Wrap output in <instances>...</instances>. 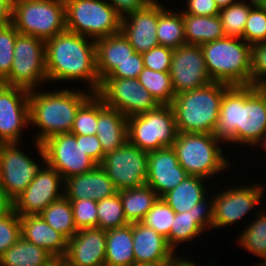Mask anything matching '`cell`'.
Listing matches in <instances>:
<instances>
[{
	"label": "cell",
	"mask_w": 266,
	"mask_h": 266,
	"mask_svg": "<svg viewBox=\"0 0 266 266\" xmlns=\"http://www.w3.org/2000/svg\"><path fill=\"white\" fill-rule=\"evenodd\" d=\"M265 133L266 93L256 85L230 86L223 94L214 137L226 149L245 145L251 151Z\"/></svg>",
	"instance_id": "1"
},
{
	"label": "cell",
	"mask_w": 266,
	"mask_h": 266,
	"mask_svg": "<svg viewBox=\"0 0 266 266\" xmlns=\"http://www.w3.org/2000/svg\"><path fill=\"white\" fill-rule=\"evenodd\" d=\"M45 59L49 86L67 83L68 88H81L79 85L83 84L82 88L89 92L98 91L101 81L96 68L94 39L66 30L45 41ZM72 82L78 85L69 86Z\"/></svg>",
	"instance_id": "2"
},
{
	"label": "cell",
	"mask_w": 266,
	"mask_h": 266,
	"mask_svg": "<svg viewBox=\"0 0 266 266\" xmlns=\"http://www.w3.org/2000/svg\"><path fill=\"white\" fill-rule=\"evenodd\" d=\"M47 88L29 91L30 130L35 128L31 139L37 143L56 134L70 133L77 111L93 94L82 87L52 86V91Z\"/></svg>",
	"instance_id": "3"
},
{
	"label": "cell",
	"mask_w": 266,
	"mask_h": 266,
	"mask_svg": "<svg viewBox=\"0 0 266 266\" xmlns=\"http://www.w3.org/2000/svg\"><path fill=\"white\" fill-rule=\"evenodd\" d=\"M172 147L176 151L180 166L188 175L209 181L215 178L216 182L211 181L213 184L220 183V174H227L230 169L234 171L231 166H236L230 161L228 153L225 154L228 150L224 151L226 146L213 134L178 132Z\"/></svg>",
	"instance_id": "4"
},
{
	"label": "cell",
	"mask_w": 266,
	"mask_h": 266,
	"mask_svg": "<svg viewBox=\"0 0 266 266\" xmlns=\"http://www.w3.org/2000/svg\"><path fill=\"white\" fill-rule=\"evenodd\" d=\"M220 182L223 181L225 184L222 186V184L218 183L217 185H214L212 188L213 191V222H212V231L215 234V230L220 231L223 228L228 229L226 227H232L235 226L237 229V226L243 224L246 226L247 219L250 217L251 219L260 211L263 207L259 209V205H263L265 191L266 187L262 183H259V181L252 183L253 179L249 182V179L247 183L244 181H238L239 183H236L235 179L231 182V179H228V175L225 176ZM227 178V179H226ZM224 179L229 180L230 182H226ZM235 182L236 185L233 183ZM242 182V183H241ZM245 183V184H244ZM249 183V184H248ZM251 183V184H250ZM230 184V185H229ZM240 184V185H239ZM248 184V185H247ZM227 185V186H226ZM223 188V189H222ZM214 189V190H213ZM219 191V192H218ZM216 192V193H215ZM262 201V202H261ZM258 206V207H257ZM257 207V208H256ZM250 212V213H249ZM253 214V215H249ZM245 217H247L246 220ZM245 223V225H244ZM220 229V230H219Z\"/></svg>",
	"instance_id": "5"
},
{
	"label": "cell",
	"mask_w": 266,
	"mask_h": 266,
	"mask_svg": "<svg viewBox=\"0 0 266 266\" xmlns=\"http://www.w3.org/2000/svg\"><path fill=\"white\" fill-rule=\"evenodd\" d=\"M229 87L212 81L204 87L177 94L171 104L177 132L212 134L223 94Z\"/></svg>",
	"instance_id": "6"
},
{
	"label": "cell",
	"mask_w": 266,
	"mask_h": 266,
	"mask_svg": "<svg viewBox=\"0 0 266 266\" xmlns=\"http://www.w3.org/2000/svg\"><path fill=\"white\" fill-rule=\"evenodd\" d=\"M251 48L242 38L230 36L202 44L211 80L230 86L251 85Z\"/></svg>",
	"instance_id": "7"
},
{
	"label": "cell",
	"mask_w": 266,
	"mask_h": 266,
	"mask_svg": "<svg viewBox=\"0 0 266 266\" xmlns=\"http://www.w3.org/2000/svg\"><path fill=\"white\" fill-rule=\"evenodd\" d=\"M30 141L38 154L36 158L40 160L32 157V152L29 155L25 152V142L0 144V187L10 203L26 189L46 164L42 144L32 139Z\"/></svg>",
	"instance_id": "8"
},
{
	"label": "cell",
	"mask_w": 266,
	"mask_h": 266,
	"mask_svg": "<svg viewBox=\"0 0 266 266\" xmlns=\"http://www.w3.org/2000/svg\"><path fill=\"white\" fill-rule=\"evenodd\" d=\"M12 23L22 35L53 38L66 31L64 0H13Z\"/></svg>",
	"instance_id": "9"
},
{
	"label": "cell",
	"mask_w": 266,
	"mask_h": 266,
	"mask_svg": "<svg viewBox=\"0 0 266 266\" xmlns=\"http://www.w3.org/2000/svg\"><path fill=\"white\" fill-rule=\"evenodd\" d=\"M66 30L94 40L121 31V17L106 0H64Z\"/></svg>",
	"instance_id": "10"
},
{
	"label": "cell",
	"mask_w": 266,
	"mask_h": 266,
	"mask_svg": "<svg viewBox=\"0 0 266 266\" xmlns=\"http://www.w3.org/2000/svg\"><path fill=\"white\" fill-rule=\"evenodd\" d=\"M128 141L144 151L172 147L177 136L171 105H158L147 113L127 118Z\"/></svg>",
	"instance_id": "11"
},
{
	"label": "cell",
	"mask_w": 266,
	"mask_h": 266,
	"mask_svg": "<svg viewBox=\"0 0 266 266\" xmlns=\"http://www.w3.org/2000/svg\"><path fill=\"white\" fill-rule=\"evenodd\" d=\"M13 54L10 72L1 83L29 91L48 85L44 40L19 34L15 41Z\"/></svg>",
	"instance_id": "12"
},
{
	"label": "cell",
	"mask_w": 266,
	"mask_h": 266,
	"mask_svg": "<svg viewBox=\"0 0 266 266\" xmlns=\"http://www.w3.org/2000/svg\"><path fill=\"white\" fill-rule=\"evenodd\" d=\"M100 166L117 191L140 187L146 184L148 152L127 141L120 148L105 154Z\"/></svg>",
	"instance_id": "13"
},
{
	"label": "cell",
	"mask_w": 266,
	"mask_h": 266,
	"mask_svg": "<svg viewBox=\"0 0 266 266\" xmlns=\"http://www.w3.org/2000/svg\"><path fill=\"white\" fill-rule=\"evenodd\" d=\"M96 94L106 106L127 118L147 113L159 105L138 78H104Z\"/></svg>",
	"instance_id": "14"
},
{
	"label": "cell",
	"mask_w": 266,
	"mask_h": 266,
	"mask_svg": "<svg viewBox=\"0 0 266 266\" xmlns=\"http://www.w3.org/2000/svg\"><path fill=\"white\" fill-rule=\"evenodd\" d=\"M46 164L66 179L94 169L98 164L81 147V135L61 133L41 143Z\"/></svg>",
	"instance_id": "15"
},
{
	"label": "cell",
	"mask_w": 266,
	"mask_h": 266,
	"mask_svg": "<svg viewBox=\"0 0 266 266\" xmlns=\"http://www.w3.org/2000/svg\"><path fill=\"white\" fill-rule=\"evenodd\" d=\"M64 196V179L45 164L26 189L11 203L19 216L39 215Z\"/></svg>",
	"instance_id": "16"
},
{
	"label": "cell",
	"mask_w": 266,
	"mask_h": 266,
	"mask_svg": "<svg viewBox=\"0 0 266 266\" xmlns=\"http://www.w3.org/2000/svg\"><path fill=\"white\" fill-rule=\"evenodd\" d=\"M28 97L29 90L0 82V144L24 142L30 131Z\"/></svg>",
	"instance_id": "17"
},
{
	"label": "cell",
	"mask_w": 266,
	"mask_h": 266,
	"mask_svg": "<svg viewBox=\"0 0 266 266\" xmlns=\"http://www.w3.org/2000/svg\"><path fill=\"white\" fill-rule=\"evenodd\" d=\"M212 222L213 193L211 191V193H209V195L204 200L193 206L189 211L176 213L174 221L171 225L170 234L166 238L167 242L178 256L181 257L182 255L183 257V255L185 254V251H183V249H186L182 248V246H188V244H191L190 246H192L194 242L196 244L199 240L201 242V239H203L201 237L207 236L208 232L210 234V231H212ZM204 233L207 235H205ZM180 247L182 248V250L180 249Z\"/></svg>",
	"instance_id": "18"
},
{
	"label": "cell",
	"mask_w": 266,
	"mask_h": 266,
	"mask_svg": "<svg viewBox=\"0 0 266 266\" xmlns=\"http://www.w3.org/2000/svg\"><path fill=\"white\" fill-rule=\"evenodd\" d=\"M170 76L175 94L212 82L200 45L185 44L173 50Z\"/></svg>",
	"instance_id": "19"
},
{
	"label": "cell",
	"mask_w": 266,
	"mask_h": 266,
	"mask_svg": "<svg viewBox=\"0 0 266 266\" xmlns=\"http://www.w3.org/2000/svg\"><path fill=\"white\" fill-rule=\"evenodd\" d=\"M162 1H151L144 8L121 19V31L135 52L144 53L159 46L157 23L159 14L166 8Z\"/></svg>",
	"instance_id": "20"
},
{
	"label": "cell",
	"mask_w": 266,
	"mask_h": 266,
	"mask_svg": "<svg viewBox=\"0 0 266 266\" xmlns=\"http://www.w3.org/2000/svg\"><path fill=\"white\" fill-rule=\"evenodd\" d=\"M106 230L81 229L68 239L64 266H105Z\"/></svg>",
	"instance_id": "21"
},
{
	"label": "cell",
	"mask_w": 266,
	"mask_h": 266,
	"mask_svg": "<svg viewBox=\"0 0 266 266\" xmlns=\"http://www.w3.org/2000/svg\"><path fill=\"white\" fill-rule=\"evenodd\" d=\"M188 174L180 166L173 147L148 152L146 184L161 198L181 183Z\"/></svg>",
	"instance_id": "22"
},
{
	"label": "cell",
	"mask_w": 266,
	"mask_h": 266,
	"mask_svg": "<svg viewBox=\"0 0 266 266\" xmlns=\"http://www.w3.org/2000/svg\"><path fill=\"white\" fill-rule=\"evenodd\" d=\"M133 253L135 266L170 265L180 257L163 235L141 222L133 223Z\"/></svg>",
	"instance_id": "23"
},
{
	"label": "cell",
	"mask_w": 266,
	"mask_h": 266,
	"mask_svg": "<svg viewBox=\"0 0 266 266\" xmlns=\"http://www.w3.org/2000/svg\"><path fill=\"white\" fill-rule=\"evenodd\" d=\"M117 192L113 182L100 165L86 173L64 179V196L68 200L91 199L99 201L111 197Z\"/></svg>",
	"instance_id": "24"
},
{
	"label": "cell",
	"mask_w": 266,
	"mask_h": 266,
	"mask_svg": "<svg viewBox=\"0 0 266 266\" xmlns=\"http://www.w3.org/2000/svg\"><path fill=\"white\" fill-rule=\"evenodd\" d=\"M21 236L54 258H63L67 251L68 239L55 231L40 215L20 216Z\"/></svg>",
	"instance_id": "25"
},
{
	"label": "cell",
	"mask_w": 266,
	"mask_h": 266,
	"mask_svg": "<svg viewBox=\"0 0 266 266\" xmlns=\"http://www.w3.org/2000/svg\"><path fill=\"white\" fill-rule=\"evenodd\" d=\"M96 129L104 154L113 152L128 141L127 117L117 109L106 106L99 96Z\"/></svg>",
	"instance_id": "26"
},
{
	"label": "cell",
	"mask_w": 266,
	"mask_h": 266,
	"mask_svg": "<svg viewBox=\"0 0 266 266\" xmlns=\"http://www.w3.org/2000/svg\"><path fill=\"white\" fill-rule=\"evenodd\" d=\"M95 49L96 68L100 81L135 53L133 46L122 31L96 39Z\"/></svg>",
	"instance_id": "27"
},
{
	"label": "cell",
	"mask_w": 266,
	"mask_h": 266,
	"mask_svg": "<svg viewBox=\"0 0 266 266\" xmlns=\"http://www.w3.org/2000/svg\"><path fill=\"white\" fill-rule=\"evenodd\" d=\"M208 181V179L199 176L188 175L181 183L161 198L175 213L187 212L204 200L209 195L208 193H211L214 184Z\"/></svg>",
	"instance_id": "28"
},
{
	"label": "cell",
	"mask_w": 266,
	"mask_h": 266,
	"mask_svg": "<svg viewBox=\"0 0 266 266\" xmlns=\"http://www.w3.org/2000/svg\"><path fill=\"white\" fill-rule=\"evenodd\" d=\"M105 266H135L133 223L106 231Z\"/></svg>",
	"instance_id": "29"
},
{
	"label": "cell",
	"mask_w": 266,
	"mask_h": 266,
	"mask_svg": "<svg viewBox=\"0 0 266 266\" xmlns=\"http://www.w3.org/2000/svg\"><path fill=\"white\" fill-rule=\"evenodd\" d=\"M186 44L202 45L226 37L219 15L183 14Z\"/></svg>",
	"instance_id": "30"
},
{
	"label": "cell",
	"mask_w": 266,
	"mask_h": 266,
	"mask_svg": "<svg viewBox=\"0 0 266 266\" xmlns=\"http://www.w3.org/2000/svg\"><path fill=\"white\" fill-rule=\"evenodd\" d=\"M54 257L22 236L0 256V266H44Z\"/></svg>",
	"instance_id": "31"
},
{
	"label": "cell",
	"mask_w": 266,
	"mask_h": 266,
	"mask_svg": "<svg viewBox=\"0 0 266 266\" xmlns=\"http://www.w3.org/2000/svg\"><path fill=\"white\" fill-rule=\"evenodd\" d=\"M124 215L131 223L141 222L160 198L147 184L120 191Z\"/></svg>",
	"instance_id": "32"
},
{
	"label": "cell",
	"mask_w": 266,
	"mask_h": 266,
	"mask_svg": "<svg viewBox=\"0 0 266 266\" xmlns=\"http://www.w3.org/2000/svg\"><path fill=\"white\" fill-rule=\"evenodd\" d=\"M263 209L248 220L244 229L241 230L239 227V235L236 236L238 238L234 240L237 246L252 253V256L259 257L262 261L266 259V208Z\"/></svg>",
	"instance_id": "33"
},
{
	"label": "cell",
	"mask_w": 266,
	"mask_h": 266,
	"mask_svg": "<svg viewBox=\"0 0 266 266\" xmlns=\"http://www.w3.org/2000/svg\"><path fill=\"white\" fill-rule=\"evenodd\" d=\"M176 8L166 7L159 14L156 33L159 45L173 50L186 44L183 14Z\"/></svg>",
	"instance_id": "34"
},
{
	"label": "cell",
	"mask_w": 266,
	"mask_h": 266,
	"mask_svg": "<svg viewBox=\"0 0 266 266\" xmlns=\"http://www.w3.org/2000/svg\"><path fill=\"white\" fill-rule=\"evenodd\" d=\"M39 215L51 228L60 232L67 239L72 238L78 231L71 202L65 196L51 203Z\"/></svg>",
	"instance_id": "35"
},
{
	"label": "cell",
	"mask_w": 266,
	"mask_h": 266,
	"mask_svg": "<svg viewBox=\"0 0 266 266\" xmlns=\"http://www.w3.org/2000/svg\"><path fill=\"white\" fill-rule=\"evenodd\" d=\"M138 80L159 105L172 104L176 94L172 86L170 72H158L144 67Z\"/></svg>",
	"instance_id": "36"
},
{
	"label": "cell",
	"mask_w": 266,
	"mask_h": 266,
	"mask_svg": "<svg viewBox=\"0 0 266 266\" xmlns=\"http://www.w3.org/2000/svg\"><path fill=\"white\" fill-rule=\"evenodd\" d=\"M97 216V228L106 231L130 224L124 215L120 191L111 197L97 201Z\"/></svg>",
	"instance_id": "37"
},
{
	"label": "cell",
	"mask_w": 266,
	"mask_h": 266,
	"mask_svg": "<svg viewBox=\"0 0 266 266\" xmlns=\"http://www.w3.org/2000/svg\"><path fill=\"white\" fill-rule=\"evenodd\" d=\"M251 8L237 2L220 9L219 17L226 36L242 38Z\"/></svg>",
	"instance_id": "38"
},
{
	"label": "cell",
	"mask_w": 266,
	"mask_h": 266,
	"mask_svg": "<svg viewBox=\"0 0 266 266\" xmlns=\"http://www.w3.org/2000/svg\"><path fill=\"white\" fill-rule=\"evenodd\" d=\"M98 121V95L93 93L79 108L71 129L74 135H95Z\"/></svg>",
	"instance_id": "39"
},
{
	"label": "cell",
	"mask_w": 266,
	"mask_h": 266,
	"mask_svg": "<svg viewBox=\"0 0 266 266\" xmlns=\"http://www.w3.org/2000/svg\"><path fill=\"white\" fill-rule=\"evenodd\" d=\"M175 211L159 198L141 221L145 226L153 228L156 232L167 238L175 218Z\"/></svg>",
	"instance_id": "40"
},
{
	"label": "cell",
	"mask_w": 266,
	"mask_h": 266,
	"mask_svg": "<svg viewBox=\"0 0 266 266\" xmlns=\"http://www.w3.org/2000/svg\"><path fill=\"white\" fill-rule=\"evenodd\" d=\"M19 34L12 22L0 26V82L10 72L14 58L15 41Z\"/></svg>",
	"instance_id": "41"
},
{
	"label": "cell",
	"mask_w": 266,
	"mask_h": 266,
	"mask_svg": "<svg viewBox=\"0 0 266 266\" xmlns=\"http://www.w3.org/2000/svg\"><path fill=\"white\" fill-rule=\"evenodd\" d=\"M21 237L20 216L12 207L0 214V256Z\"/></svg>",
	"instance_id": "42"
},
{
	"label": "cell",
	"mask_w": 266,
	"mask_h": 266,
	"mask_svg": "<svg viewBox=\"0 0 266 266\" xmlns=\"http://www.w3.org/2000/svg\"><path fill=\"white\" fill-rule=\"evenodd\" d=\"M70 202L77 230L97 227V201L81 199L70 200Z\"/></svg>",
	"instance_id": "43"
},
{
	"label": "cell",
	"mask_w": 266,
	"mask_h": 266,
	"mask_svg": "<svg viewBox=\"0 0 266 266\" xmlns=\"http://www.w3.org/2000/svg\"><path fill=\"white\" fill-rule=\"evenodd\" d=\"M242 39L250 45L266 42V8L250 10Z\"/></svg>",
	"instance_id": "44"
},
{
	"label": "cell",
	"mask_w": 266,
	"mask_h": 266,
	"mask_svg": "<svg viewBox=\"0 0 266 266\" xmlns=\"http://www.w3.org/2000/svg\"><path fill=\"white\" fill-rule=\"evenodd\" d=\"M172 56L173 49L160 45L142 53L144 67L158 72H170Z\"/></svg>",
	"instance_id": "45"
},
{
	"label": "cell",
	"mask_w": 266,
	"mask_h": 266,
	"mask_svg": "<svg viewBox=\"0 0 266 266\" xmlns=\"http://www.w3.org/2000/svg\"><path fill=\"white\" fill-rule=\"evenodd\" d=\"M266 79V42L252 45L251 85L259 86Z\"/></svg>",
	"instance_id": "46"
},
{
	"label": "cell",
	"mask_w": 266,
	"mask_h": 266,
	"mask_svg": "<svg viewBox=\"0 0 266 266\" xmlns=\"http://www.w3.org/2000/svg\"><path fill=\"white\" fill-rule=\"evenodd\" d=\"M143 68L142 54L135 52L128 60L119 64L106 78H138Z\"/></svg>",
	"instance_id": "47"
},
{
	"label": "cell",
	"mask_w": 266,
	"mask_h": 266,
	"mask_svg": "<svg viewBox=\"0 0 266 266\" xmlns=\"http://www.w3.org/2000/svg\"><path fill=\"white\" fill-rule=\"evenodd\" d=\"M184 5L180 9L182 14H191L195 16H215L219 15L220 9L215 0H182Z\"/></svg>",
	"instance_id": "48"
},
{
	"label": "cell",
	"mask_w": 266,
	"mask_h": 266,
	"mask_svg": "<svg viewBox=\"0 0 266 266\" xmlns=\"http://www.w3.org/2000/svg\"><path fill=\"white\" fill-rule=\"evenodd\" d=\"M81 147L98 165L102 163L105 154L96 134L81 135Z\"/></svg>",
	"instance_id": "49"
},
{
	"label": "cell",
	"mask_w": 266,
	"mask_h": 266,
	"mask_svg": "<svg viewBox=\"0 0 266 266\" xmlns=\"http://www.w3.org/2000/svg\"><path fill=\"white\" fill-rule=\"evenodd\" d=\"M121 18L144 8L151 0H106Z\"/></svg>",
	"instance_id": "50"
},
{
	"label": "cell",
	"mask_w": 266,
	"mask_h": 266,
	"mask_svg": "<svg viewBox=\"0 0 266 266\" xmlns=\"http://www.w3.org/2000/svg\"><path fill=\"white\" fill-rule=\"evenodd\" d=\"M13 0H0V26L12 22Z\"/></svg>",
	"instance_id": "51"
},
{
	"label": "cell",
	"mask_w": 266,
	"mask_h": 266,
	"mask_svg": "<svg viewBox=\"0 0 266 266\" xmlns=\"http://www.w3.org/2000/svg\"><path fill=\"white\" fill-rule=\"evenodd\" d=\"M188 256H190L189 254H187V255H185V257L183 256H181V257H179L174 263H172V264H170L169 266H201L200 265V263H197L196 261H195V256H194V259H193V257H188ZM212 258H208V260L210 261L209 262V266H215L216 264H218L217 262H216V259H212ZM205 264H203L202 266H204Z\"/></svg>",
	"instance_id": "52"
},
{
	"label": "cell",
	"mask_w": 266,
	"mask_h": 266,
	"mask_svg": "<svg viewBox=\"0 0 266 266\" xmlns=\"http://www.w3.org/2000/svg\"><path fill=\"white\" fill-rule=\"evenodd\" d=\"M239 2L245 3L251 9L266 8V0H239Z\"/></svg>",
	"instance_id": "53"
},
{
	"label": "cell",
	"mask_w": 266,
	"mask_h": 266,
	"mask_svg": "<svg viewBox=\"0 0 266 266\" xmlns=\"http://www.w3.org/2000/svg\"><path fill=\"white\" fill-rule=\"evenodd\" d=\"M11 207V203L5 198L2 188L0 187V214L4 213Z\"/></svg>",
	"instance_id": "54"
},
{
	"label": "cell",
	"mask_w": 266,
	"mask_h": 266,
	"mask_svg": "<svg viewBox=\"0 0 266 266\" xmlns=\"http://www.w3.org/2000/svg\"><path fill=\"white\" fill-rule=\"evenodd\" d=\"M239 0H215L216 5L219 9L228 7L231 4L237 3Z\"/></svg>",
	"instance_id": "55"
},
{
	"label": "cell",
	"mask_w": 266,
	"mask_h": 266,
	"mask_svg": "<svg viewBox=\"0 0 266 266\" xmlns=\"http://www.w3.org/2000/svg\"><path fill=\"white\" fill-rule=\"evenodd\" d=\"M258 148H262L261 150H264L263 152H266V133L260 138V140L256 143V145L253 147L254 151L258 150ZM256 148V149H255Z\"/></svg>",
	"instance_id": "56"
},
{
	"label": "cell",
	"mask_w": 266,
	"mask_h": 266,
	"mask_svg": "<svg viewBox=\"0 0 266 266\" xmlns=\"http://www.w3.org/2000/svg\"><path fill=\"white\" fill-rule=\"evenodd\" d=\"M44 266H64V260L63 258H53Z\"/></svg>",
	"instance_id": "57"
},
{
	"label": "cell",
	"mask_w": 266,
	"mask_h": 266,
	"mask_svg": "<svg viewBox=\"0 0 266 266\" xmlns=\"http://www.w3.org/2000/svg\"><path fill=\"white\" fill-rule=\"evenodd\" d=\"M259 87L266 93V79L259 85Z\"/></svg>",
	"instance_id": "58"
},
{
	"label": "cell",
	"mask_w": 266,
	"mask_h": 266,
	"mask_svg": "<svg viewBox=\"0 0 266 266\" xmlns=\"http://www.w3.org/2000/svg\"><path fill=\"white\" fill-rule=\"evenodd\" d=\"M257 265L255 266H266V259L260 262H256Z\"/></svg>",
	"instance_id": "59"
},
{
	"label": "cell",
	"mask_w": 266,
	"mask_h": 266,
	"mask_svg": "<svg viewBox=\"0 0 266 266\" xmlns=\"http://www.w3.org/2000/svg\"><path fill=\"white\" fill-rule=\"evenodd\" d=\"M138 266H169V265H138Z\"/></svg>",
	"instance_id": "60"
}]
</instances>
